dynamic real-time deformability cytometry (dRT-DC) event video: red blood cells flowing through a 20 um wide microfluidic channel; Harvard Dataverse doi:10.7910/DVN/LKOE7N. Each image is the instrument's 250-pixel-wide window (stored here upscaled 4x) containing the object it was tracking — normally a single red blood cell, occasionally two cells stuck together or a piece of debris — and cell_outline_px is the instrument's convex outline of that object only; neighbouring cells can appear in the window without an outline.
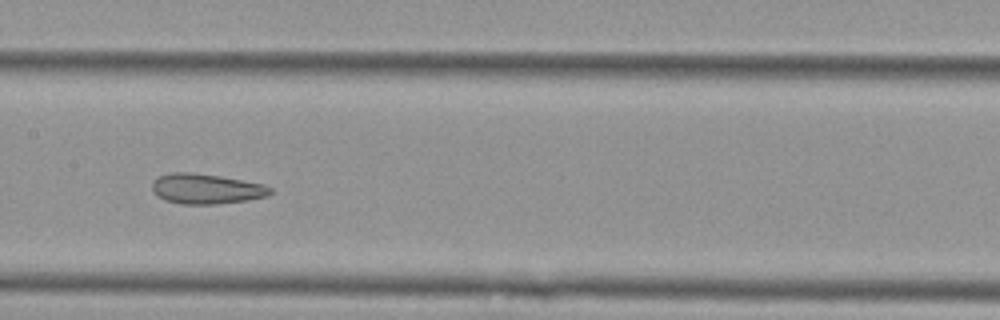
{"species": "Egyptian fruit bat (a non-hibernating species)", "species_latin": "Rousettus aegyptiacus", "temperature_condition": "cold", "stored_images_in_passage": 9, "camera_frame_rate_fps": 3000, "um_per_image_px": 0.085, "animal": {"sex": "female"}, "frame": {"image": 1, "passage_image": 6, "time_ms": 1.667, "image_size_px": [1000, 320], "cell_outline_px": [[272, 192], [268, 196], [248, 200], [216, 204], [180, 204], [164, 200], [156, 196], [152, 188], [152, 184], [160, 176], [172, 172], [188, 172], [220, 176], [264, 184], [272, 188]], "centroid_in_image_um": [17.54, 16.06], "position_along_channel_um": 189.9, "area_um2": 20.75}}
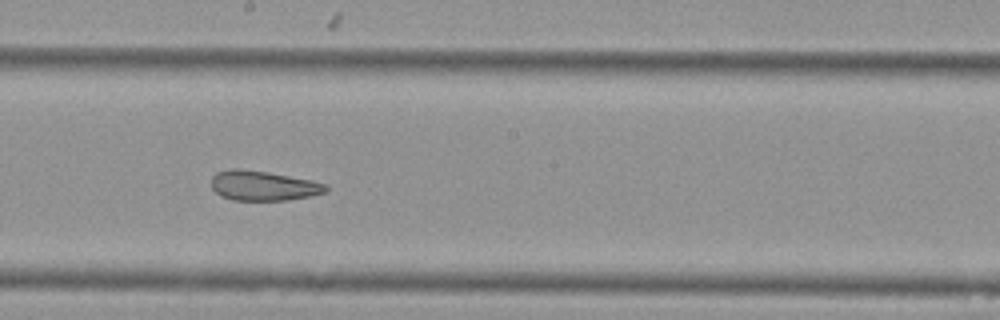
{"frame": {"image": 2, "passage_image": 7, "time_ms": 2.0, "image_size_px": [1000, 320], "cell_outline_px": [[328, 188], [324, 192], [308, 196], [288, 200], [232, 200], [220, 196], [212, 188], [212, 176], [216, 172], [232, 168], [236, 168], [268, 172], [312, 180], [328, 184]], "centroid_in_image_um": [22.35, 15.78], "position_along_channel_um": 225.8, "area_um2": 19.88}}
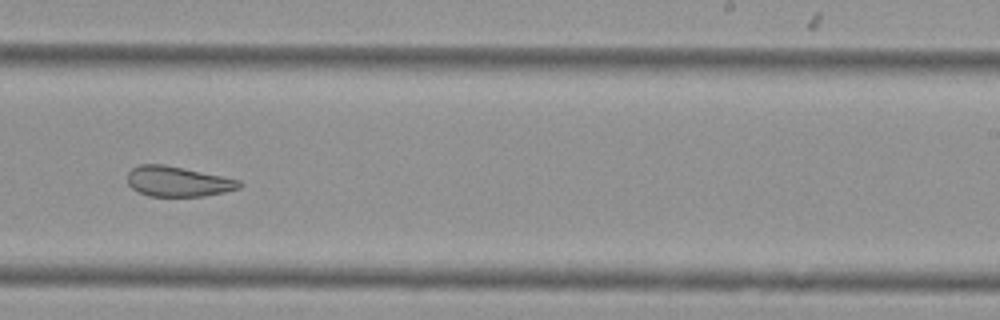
{"frame": {"image": 3, "passage_image": 8, "time_ms": 2.333, "image_size_px": [1000, 320], "cell_outline_px": [[244, 184], [240, 188], [224, 192], [204, 196], [148, 196], [132, 188], [128, 184], [128, 172], [132, 168], [140, 164], [164, 164], [224, 176], [240, 180]], "centroid_in_image_um": [15.15, 15.42], "position_along_channel_um": 273.9, "area_um2": 19.77}}